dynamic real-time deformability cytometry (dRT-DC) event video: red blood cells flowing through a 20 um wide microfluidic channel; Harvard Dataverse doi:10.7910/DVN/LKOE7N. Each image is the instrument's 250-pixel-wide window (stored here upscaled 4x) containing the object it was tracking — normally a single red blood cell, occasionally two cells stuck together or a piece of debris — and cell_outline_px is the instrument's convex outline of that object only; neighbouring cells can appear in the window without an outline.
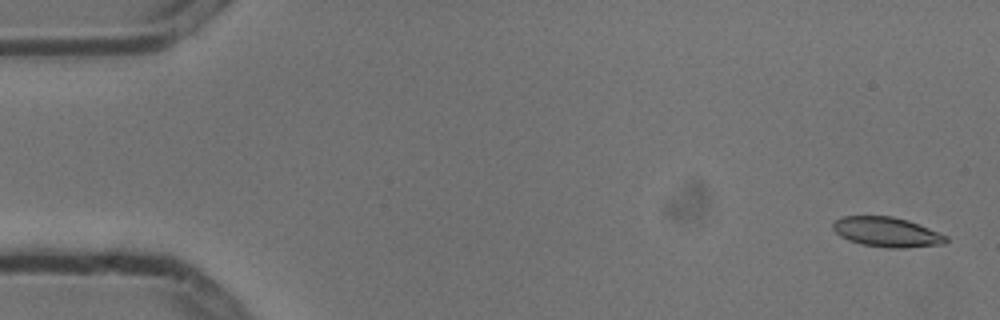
{"species": "common noctule bat (a hibernating species)", "species_latin": "Nyctalus noctula", "temperature_condition": "cold", "stored_images_in_passage": 5, "camera_frame_rate_fps": 3000, "um_per_image_px": 0.085, "animal": {"sex": "male", "body_mass_g": 13.3}, "frame": {"image": 1, "passage_image": 1, "time_ms": 0.0, "image_size_px": [1000, 320], "cell_outline_px": [[948, 240], [944, 244], [904, 248], [888, 248], [864, 244], [848, 240], [840, 236], [832, 228], [832, 224], [836, 220], [844, 216], [892, 216], [908, 220], [948, 236]], "centroid_in_image_um": [75.39, 19.72], "position_along_channel_um": 9.6, "area_um2": 19.54}}
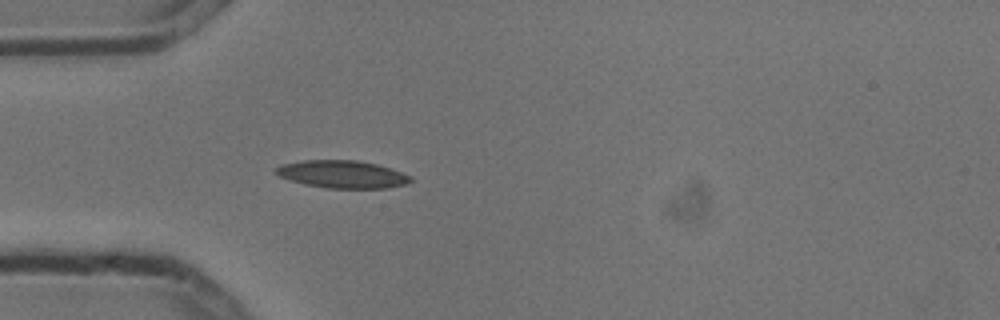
{"frame": {"image": 2, "passage_image": 5, "time_ms": 1.333, "image_size_px": [1000, 320], "cell_outline_px": [[412, 180], [404, 184], [388, 188], [328, 188], [304, 184], [280, 176], [276, 172], [276, 168], [284, 164], [304, 160], [356, 160], [376, 164], [412, 176]], "centroid_in_image_um": [29.12, 14.81], "position_along_channel_um": 55.9, "area_um2": 21.27}}